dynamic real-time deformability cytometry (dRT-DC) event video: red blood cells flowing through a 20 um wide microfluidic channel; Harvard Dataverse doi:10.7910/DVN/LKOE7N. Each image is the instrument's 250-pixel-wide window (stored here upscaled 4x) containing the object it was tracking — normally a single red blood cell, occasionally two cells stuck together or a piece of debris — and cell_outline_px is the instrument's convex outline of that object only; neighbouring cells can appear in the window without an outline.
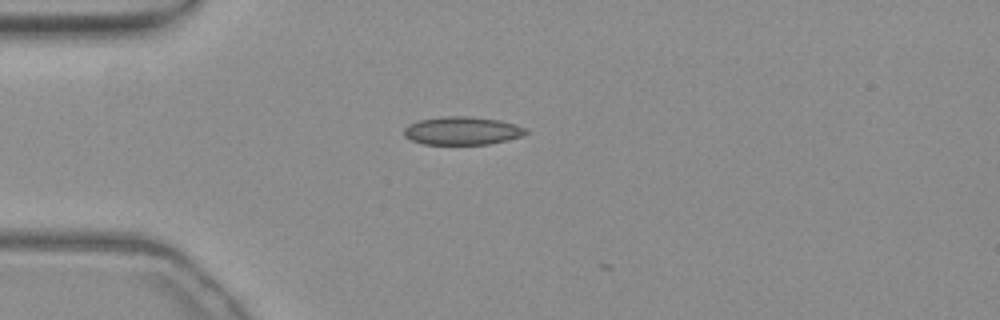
{"species": "common noctule bat (a hibernating species)", "species_latin": "Nyctalus noctula", "temperature_condition": "warm", "stored_images_in_passage": 4, "camera_frame_rate_fps": 3000, "um_per_image_px": 0.085, "animal": {"sex": "female", "body_mass_g": 19.3, "forearm_length_mm": 54.1}, "frame": {"image": 1, "passage_image": 3, "time_ms": 0.667, "image_size_px": [1000, 320], "cell_outline_px": [[528, 132], [520, 136], [508, 140], [488, 144], [424, 144], [412, 140], [404, 136], [404, 128], [408, 124], [420, 120], [444, 116], [468, 116], [500, 120], [524, 128]], "centroid_in_image_um": [39.25, 11.11], "position_along_channel_um": 45.8, "area_um2": 19.77}}